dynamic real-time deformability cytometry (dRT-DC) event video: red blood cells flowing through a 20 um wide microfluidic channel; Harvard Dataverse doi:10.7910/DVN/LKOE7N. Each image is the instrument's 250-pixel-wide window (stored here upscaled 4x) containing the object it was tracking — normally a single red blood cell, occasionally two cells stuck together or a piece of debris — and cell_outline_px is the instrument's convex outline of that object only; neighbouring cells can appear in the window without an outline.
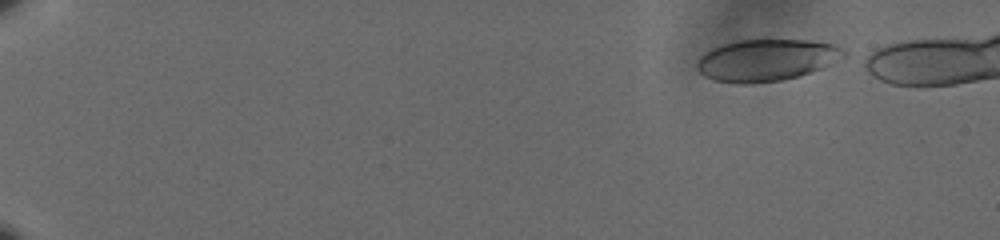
{"species": "human", "species_latin": "Homo sapiens", "temperature_condition": "cold", "stored_images_in_passage": 52, "camera_frame_rate_fps": 3000, "um_per_image_px": 0.085, "donor": {"sex": "male"}, "frame": {"image": 1, "passage_image": 1, "time_ms": 0.0, "image_size_px": [1000, 240], "cell_outline_px": [[848, 52], [844, 56], [820, 68], [800, 76], [780, 80], [748, 84], [736, 84], [716, 80], [704, 76], [696, 68], [696, 60], [704, 52], [712, 48], [724, 44], [740, 40], [808, 40], [832, 44]], "centroid_in_image_um": [65.09, 5.11], "position_along_channel_um": 19.9, "area_um2": 35.55}}
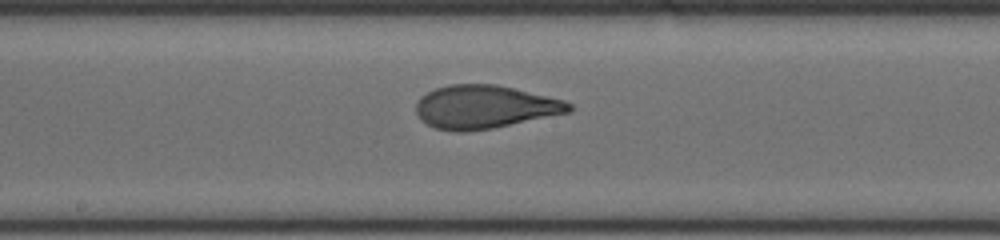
{"frame": {"image": 2, "passage_image": 30, "time_ms": 9.667, "image_size_px": [1000, 240], "cell_outline_px": [[572, 112], [492, 128], [464, 132], [456, 132], [436, 128], [420, 120], [416, 112], [416, 104], [420, 96], [436, 88], [448, 84], [496, 84], [564, 100], [572, 104]], "centroid_in_image_um": [41.19, 9.09], "position_along_channel_um": 207.0, "area_um2": 38.55}}
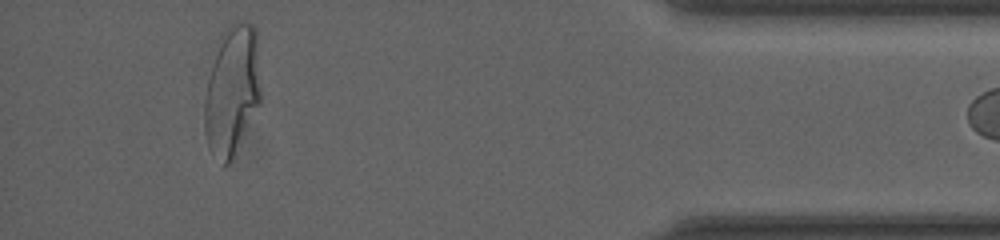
{"frame": {"image": 3, "passage_image": 51, "time_ms": 16.667, "image_size_px": [1000, 240], "cell_outline_px": [[260, 104], [228, 164], [224, 164], [208, 144], [204, 128], [204, 100], [208, 80], [212, 64], [220, 36], [224, 28], [228, 24], [240, 20], [252, 24], [256, 28], [260, 92]], "centroid_in_image_um": [19.73, 7.58], "position_along_channel_um": 415.5, "area_um2": 41.91}}